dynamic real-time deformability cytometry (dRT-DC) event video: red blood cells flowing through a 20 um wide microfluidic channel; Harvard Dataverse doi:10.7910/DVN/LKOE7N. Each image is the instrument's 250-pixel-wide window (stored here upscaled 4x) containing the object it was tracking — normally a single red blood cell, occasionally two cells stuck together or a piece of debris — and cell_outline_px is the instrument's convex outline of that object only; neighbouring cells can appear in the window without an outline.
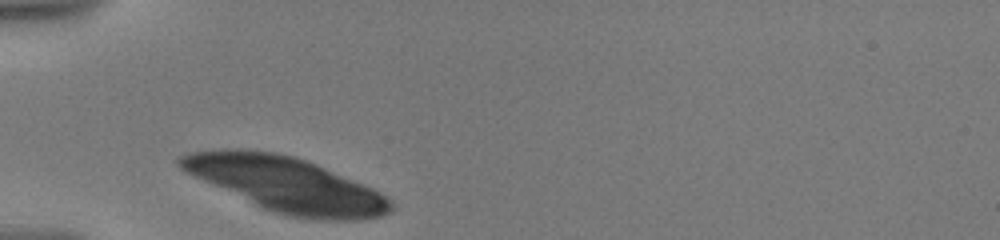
{"species": "human", "species_latin": "Homo sapiens", "temperature_condition": "warm", "stored_images_in_passage": 44, "camera_frame_rate_fps": 3000, "um_per_image_px": 0.085, "donor": {"sex": "male"}, "frame": {"image": 1, "passage_image": 1, "time_ms": 0.0, "image_size_px": [1000, 240], "cell_outline_px": [[392, 208], [384, 216], [360, 220], [308, 220], [288, 216], [272, 212], [204, 180], [180, 168], [176, 164], [176, 160], [180, 156], [192, 152], [224, 148], [236, 148], [276, 152], [292, 156], [316, 164], [364, 184], [380, 192], [392, 200]], "centroid_in_image_um": [24.36, 15.68], "position_along_channel_um": 60.6, "area_um2": 66.82}}